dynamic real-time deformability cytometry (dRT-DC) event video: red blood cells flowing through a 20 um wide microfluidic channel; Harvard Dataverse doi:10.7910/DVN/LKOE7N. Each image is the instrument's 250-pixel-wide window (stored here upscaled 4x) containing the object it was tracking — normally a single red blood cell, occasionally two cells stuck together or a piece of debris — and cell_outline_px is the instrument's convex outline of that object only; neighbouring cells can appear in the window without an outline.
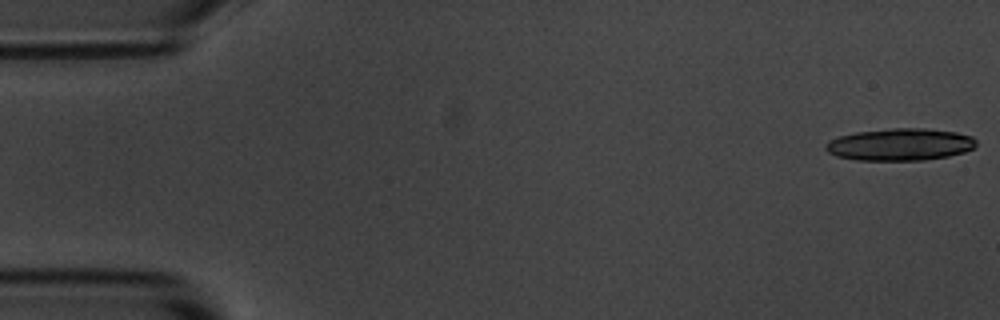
{"species": "common noctule bat (a hibernating species)", "species_latin": "Nyctalus noctula", "temperature_condition": "room temperature", "stored_images_in_passage": 16, "camera_frame_rate_fps": 3000, "um_per_image_px": 0.085, "animal": {"sex": "male", "body_mass_g": 20.1, "forearm_length_mm": 53.5}, "frame": {"image": 1, "passage_image": 1, "time_ms": 0.0, "image_size_px": [1000, 320], "cell_outline_px": [[976, 144], [972, 148], [964, 152], [948, 156], [924, 160], [856, 160], [836, 156], [828, 152], [824, 148], [824, 144], [828, 140], [840, 136], [856, 132], [892, 128], [924, 128], [956, 132], [972, 136], [976, 140]], "centroid_in_image_um": [76.48, 12.28], "position_along_channel_um": 8.5, "area_um2": 28.26}}